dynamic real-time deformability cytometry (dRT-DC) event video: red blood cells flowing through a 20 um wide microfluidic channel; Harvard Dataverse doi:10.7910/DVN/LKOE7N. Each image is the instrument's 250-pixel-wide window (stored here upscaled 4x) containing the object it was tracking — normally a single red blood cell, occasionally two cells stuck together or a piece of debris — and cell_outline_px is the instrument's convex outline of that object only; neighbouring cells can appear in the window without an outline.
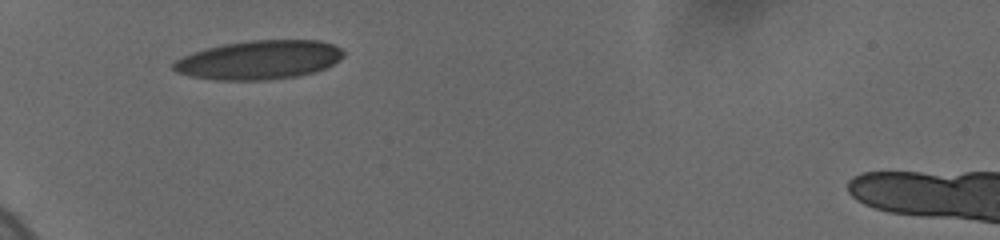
{"species": "human", "species_latin": "Homo sapiens", "temperature_condition": "cold", "stored_images_in_passage": 9, "camera_frame_rate_fps": 3000, "um_per_image_px": 0.085, "donor": {"sex": "female"}, "frame": {"image": 1, "passage_image": 1, "time_ms": 0.0, "image_size_px": [1000, 240], "cell_outline_px": [[344, 56], [340, 60], [316, 72], [296, 76], [264, 80], [216, 80], [192, 76], [176, 72], [172, 68], [172, 64], [176, 60], [192, 52], [224, 44], [252, 40], [320, 40], [332, 44], [340, 48], [344, 52]], "centroid_in_image_um": [22.04, 5.09], "position_along_channel_um": 63.0, "area_um2": 38.44}}
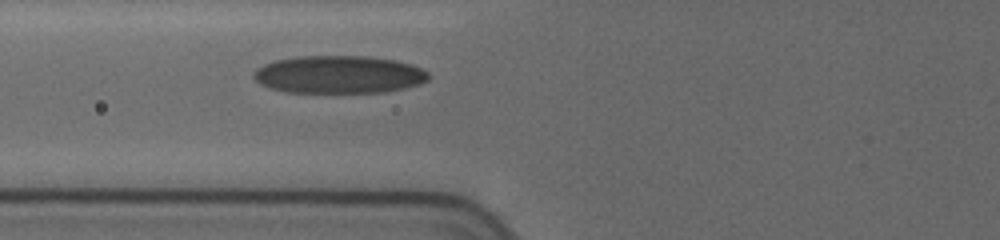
{"frame": {"image": 2, "passage_image": 6, "time_ms": 1.333, "image_size_px": [1000, 240], "cell_outline_px": [[428, 80], [420, 84], [404, 88], [384, 92], [284, 92], [260, 84], [252, 76], [252, 72], [256, 68], [264, 64], [276, 60], [296, 56], [368, 56], [396, 60], [412, 64], [428, 72]], "centroid_in_image_um": [28.79, 6.33], "position_along_channel_um": 97.0, "area_um2": 38.55}}